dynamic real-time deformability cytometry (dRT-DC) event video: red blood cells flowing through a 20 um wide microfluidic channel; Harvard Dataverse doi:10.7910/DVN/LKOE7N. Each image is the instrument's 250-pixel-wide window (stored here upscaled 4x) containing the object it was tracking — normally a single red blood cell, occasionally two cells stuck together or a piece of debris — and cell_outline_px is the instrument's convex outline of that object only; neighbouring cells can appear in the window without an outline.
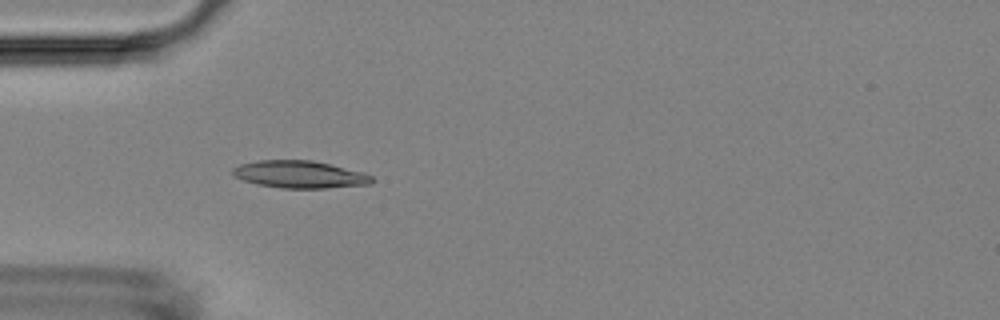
{"species": "Egyptian fruit bat (a non-hibernating species)", "species_latin": "Rousettus aegyptiacus", "temperature_condition": "room temperature", "stored_images_in_passage": 39, "camera_frame_rate_fps": 3000, "um_per_image_px": 0.085, "animal": {"sex": "female"}, "frame": {"image": 1, "passage_image": 1, "time_ms": 0.0, "image_size_px": [1000, 320], "cell_outline_px": [[372, 180], [368, 184], [328, 188], [280, 188], [256, 184], [244, 180], [236, 176], [232, 172], [232, 168], [240, 164], [256, 160], [312, 160], [364, 172], [372, 176]], "centroid_in_image_um": [25.45, 14.82], "position_along_channel_um": 59.5, "area_um2": 22.08}}
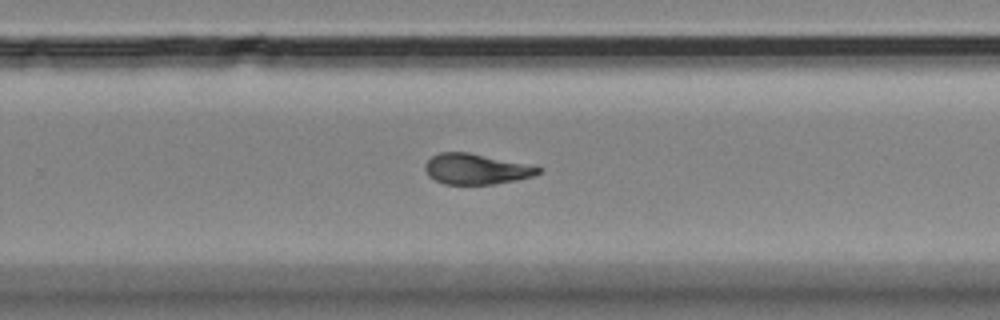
{"frame": {"image": 2, "passage_image": 20, "time_ms": 6.333, "image_size_px": [1000, 320], "cell_outline_px": [[540, 172], [532, 176], [516, 180], [492, 184], [444, 184], [428, 176], [424, 168], [424, 164], [432, 156], [440, 152], [468, 152], [536, 164], [540, 168]], "centroid_in_image_um": [40.5, 14.35], "position_along_channel_um": 289.3, "area_um2": 20.46}}
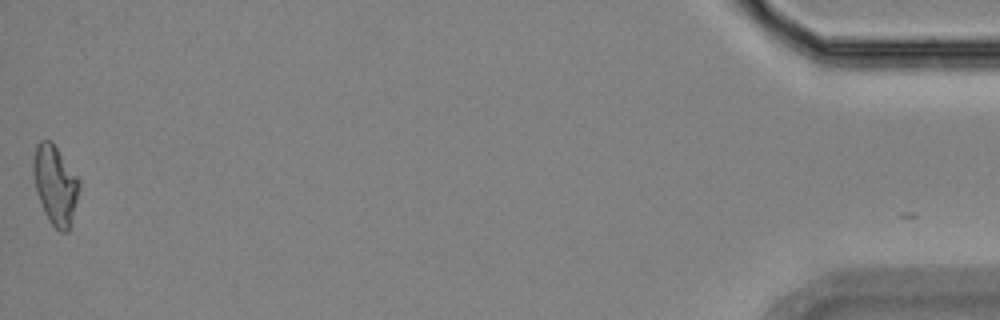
{"frame": {"image": 3, "passage_image": 39, "time_ms": 12.667, "image_size_px": [1000, 320], "cell_outline_px": [[80, 188], [68, 232], [60, 232], [48, 220], [44, 212], [36, 192], [32, 172], [32, 160], [36, 144], [40, 140], [52, 140], [80, 180]], "centroid_in_image_um": [4.68, 15.68], "position_along_channel_um": 430.5, "area_um2": 21.39}, "authors_computed_cell_mechanics": {"area_um2": 20.7502, "velocity_mm_per_s": 3.6689, "shape_relaxation_time_tau1_ms": 9.4261, "shape_relaxation_time_tau2_ms": 2.2864, "deformation_change_tau1": 0.2478, "deformation_change_tau2": 0.0883}}